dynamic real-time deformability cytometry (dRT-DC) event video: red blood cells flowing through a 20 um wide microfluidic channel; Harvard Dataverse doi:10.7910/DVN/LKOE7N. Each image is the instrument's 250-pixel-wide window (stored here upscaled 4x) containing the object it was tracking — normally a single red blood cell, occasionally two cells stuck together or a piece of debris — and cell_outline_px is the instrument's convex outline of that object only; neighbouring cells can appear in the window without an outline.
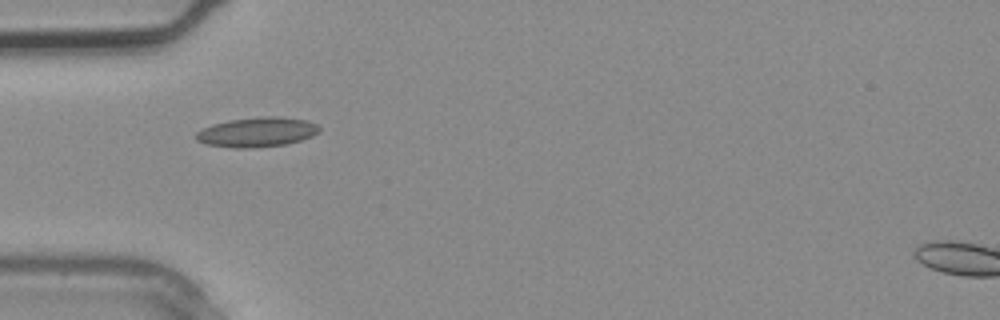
{"species": "common noctule bat (a hibernating species)", "species_latin": "Nyctalus noctula", "temperature_condition": "warm", "stored_images_in_passage": 3, "camera_frame_rate_fps": 3000, "um_per_image_px": 0.085, "animal": {"sex": "male", "body_mass_g": 20.4}, "frame": {"image": 1, "passage_image": 3, "time_ms": 0.667, "image_size_px": [1000, 320], "cell_outline_px": [[320, 132], [312, 136], [300, 140], [284, 144], [252, 148], [232, 148], [208, 144], [196, 140], [196, 132], [212, 124], [228, 120], [264, 116], [280, 116], [308, 120], [316, 124], [320, 128]], "centroid_in_image_um": [21.86, 11.22], "position_along_channel_um": 63.1, "area_um2": 21.33}}